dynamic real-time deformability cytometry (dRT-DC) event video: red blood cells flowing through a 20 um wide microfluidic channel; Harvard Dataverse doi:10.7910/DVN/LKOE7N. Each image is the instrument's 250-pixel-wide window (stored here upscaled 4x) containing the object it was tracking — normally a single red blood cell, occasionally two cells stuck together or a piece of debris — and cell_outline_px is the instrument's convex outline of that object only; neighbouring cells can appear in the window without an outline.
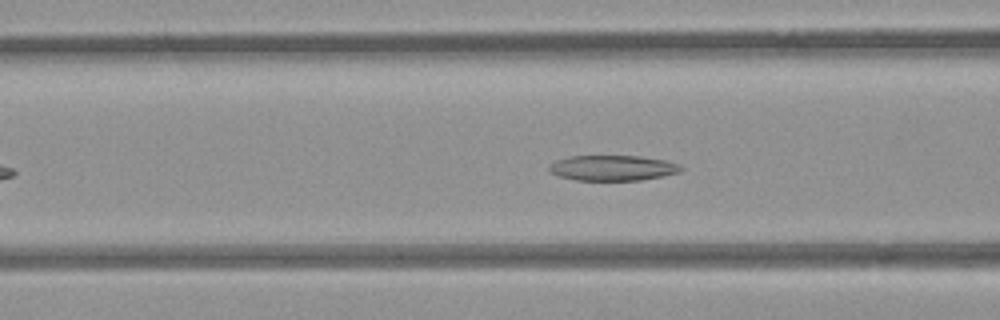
{"species": "common noctule bat (a hibernating species)", "species_latin": "Nyctalus noctula", "temperature_condition": "room temperature", "stored_images_in_passage": 46, "camera_frame_rate_fps": 3000, "um_per_image_px": 0.085, "animal": {"sex": "female", "body_mass_g": 21.9}, "frame": {"image": 1, "passage_image": 13, "time_ms": 4.0, "image_size_px": [1000, 320], "cell_outline_px": [[684, 168], [680, 172], [664, 176], [640, 180], [576, 180], [560, 176], [552, 172], [548, 168], [556, 160], [572, 156], [640, 156], [664, 160], [680, 164]], "centroid_in_image_um": [52.14, 14.27], "position_along_channel_um": 114.5, "area_um2": 19.36}}
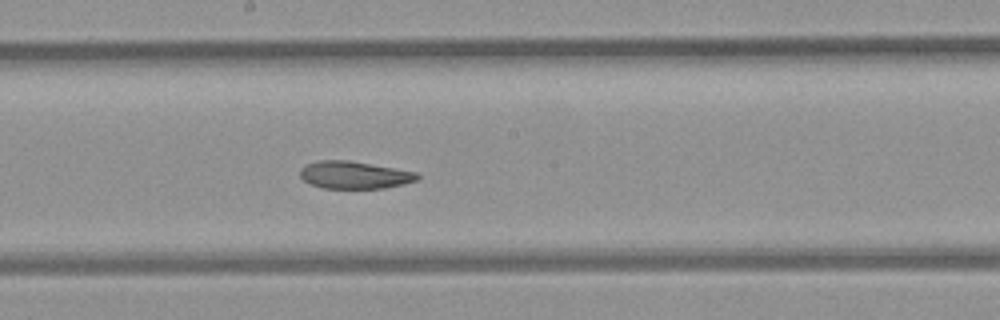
{"frame": {"image": 2, "passage_image": 21, "time_ms": 6.667, "image_size_px": [1000, 320], "cell_outline_px": [[420, 180], [404, 184], [384, 188], [324, 188], [312, 184], [304, 180], [300, 176], [300, 168], [308, 164], [320, 160], [348, 160], [416, 172], [420, 176]], "centroid_in_image_um": [30.15, 14.87], "position_along_channel_um": 218.1, "area_um2": 18.61}}
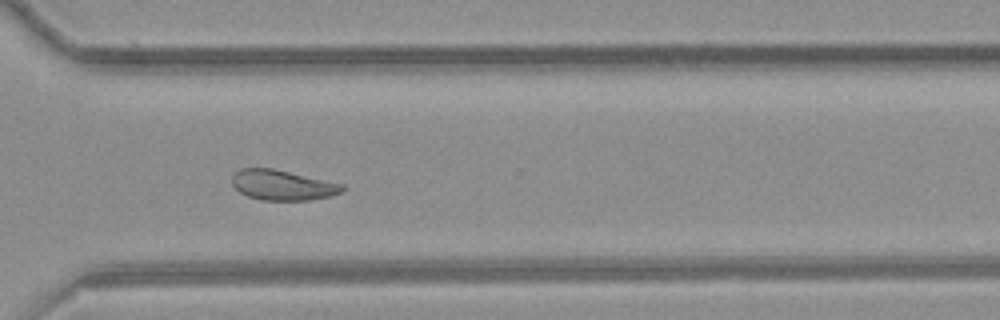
{"frame": {"image": 3, "passage_image": 31, "time_ms": 10.0, "image_size_px": [1000, 320], "cell_outline_px": [[344, 192], [328, 196], [308, 200], [264, 200], [248, 196], [240, 192], [232, 184], [232, 176], [240, 168], [272, 168], [344, 184]], "centroid_in_image_um": [24.02, 15.73], "position_along_channel_um": 346.6, "area_um2": 19.25}, "authors_computed_cell_mechanics": {"area_um2": 20.519, "velocity_mm_per_s": 3.8709, "shape_relaxation_time_tau1_ms": null, "shape_relaxation_time_tau2_ms": 6.6622, "deformation_change_tau1": null, "deformation_change_tau2": 0.1353}}